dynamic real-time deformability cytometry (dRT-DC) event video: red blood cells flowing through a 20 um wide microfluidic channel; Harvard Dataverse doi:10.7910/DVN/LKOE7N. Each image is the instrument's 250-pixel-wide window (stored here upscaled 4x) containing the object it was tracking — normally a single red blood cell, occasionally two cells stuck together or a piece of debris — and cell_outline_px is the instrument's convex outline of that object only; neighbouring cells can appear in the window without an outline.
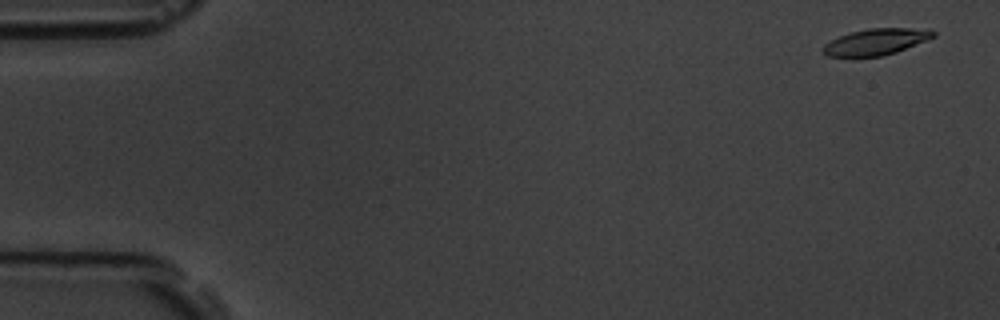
{"species": "common noctule bat (a hibernating species)", "species_latin": "Nyctalus noctula", "temperature_condition": "room temperature", "stored_images_in_passage": 58, "camera_frame_rate_fps": 3000, "um_per_image_px": 0.085, "animal": {"sex": "male", "body_mass_g": 19.5, "forearm_length_mm": 54.6}, "frame": {"image": 1, "passage_image": 3, "time_ms": 0.667, "image_size_px": [1000, 320], "cell_outline_px": [[936, 36], [928, 40], [896, 52], [884, 56], [828, 56], [824, 52], [824, 44], [848, 32], [868, 28], [928, 28], [936, 32]], "centroid_in_image_um": [74.53, 3.53], "position_along_channel_um": 10.5, "area_um2": 16.94}}
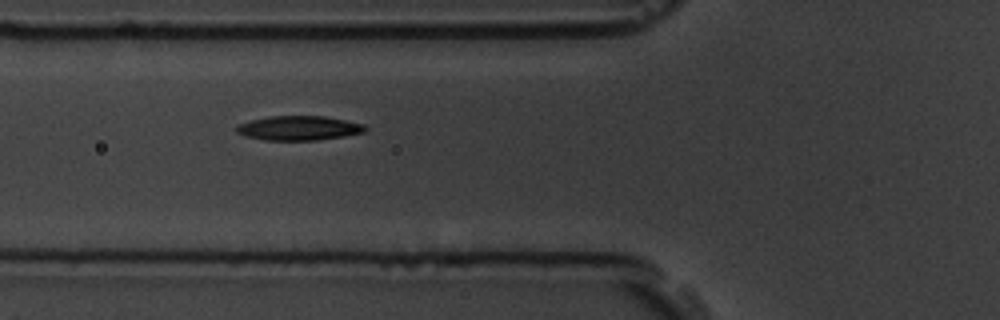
{"frame": {"image": 2, "passage_image": 22, "time_ms": 7.0, "image_size_px": [1000, 320], "cell_outline_px": [[368, 128], [364, 132], [344, 136], [316, 140], [264, 140], [244, 136], [236, 132], [236, 124], [268, 116], [324, 116], [364, 124]], "centroid_in_image_um": [25.37, 10.89], "position_along_channel_um": 100.4, "area_um2": 18.32}}
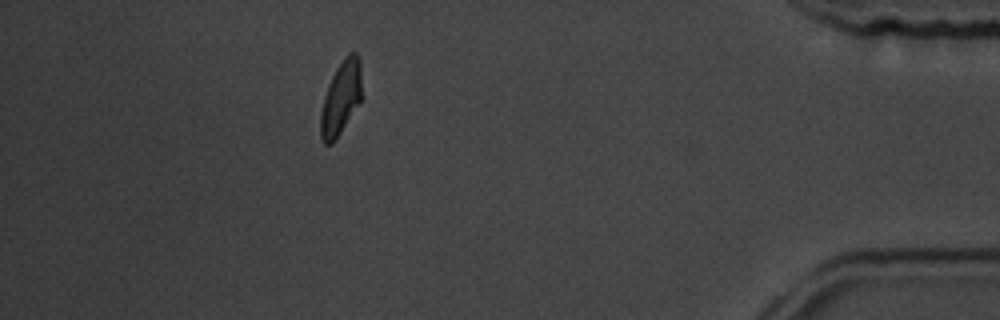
{"frame": {"image": 3, "passage_image": 52, "time_ms": 17.0, "image_size_px": [1000, 320], "cell_outline_px": [[364, 96], [336, 140], [332, 144], [324, 144], [320, 136], [320, 112], [324, 96], [328, 84], [336, 68], [344, 56], [348, 52], [356, 52], [360, 60]], "centroid_in_image_um": [29.01, 8.31], "position_along_channel_um": 406.2, "area_um2": 18.32}, "authors_computed_cell_mechanics": {"area_um2": 18.207, "velocity_mm_per_s": 3.5573, "shape_relaxation_time_tau1_ms": 4.374, "shape_relaxation_time_tau2_ms": 4.6049, "deformation_change_tau1": 0.169, "deformation_change_tau2": 0.1032}}